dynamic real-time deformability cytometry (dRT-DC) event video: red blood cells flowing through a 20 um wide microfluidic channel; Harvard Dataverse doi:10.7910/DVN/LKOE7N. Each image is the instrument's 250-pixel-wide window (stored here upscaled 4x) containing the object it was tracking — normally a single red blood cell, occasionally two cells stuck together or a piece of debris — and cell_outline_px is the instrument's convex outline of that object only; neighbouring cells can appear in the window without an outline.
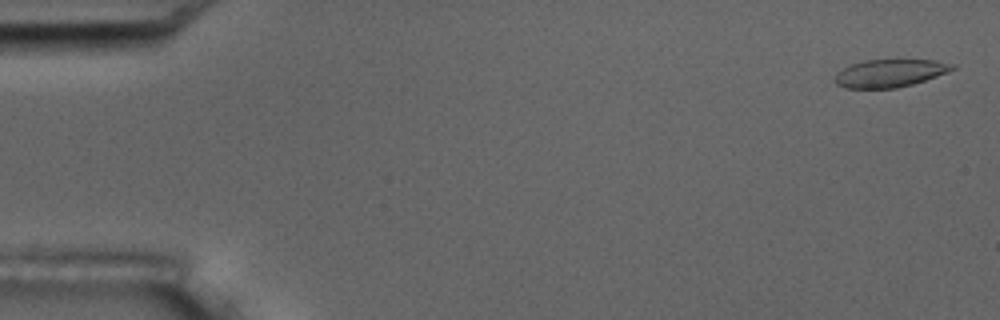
{"species": "common noctule bat (a hibernating species)", "species_latin": "Nyctalus noctula", "temperature_condition": "room temperature", "stored_images_in_passage": 6, "camera_frame_rate_fps": 3000, "um_per_image_px": 0.085, "animal": {"sex": "male", "body_mass_g": 17.5, "forearm_length_mm": 52.3}, "frame": {"image": 1, "passage_image": 1, "time_ms": 0.0, "image_size_px": [1000, 320], "cell_outline_px": [[956, 68], [948, 72], [912, 84], [896, 88], [844, 88], [836, 84], [836, 72], [852, 64], [864, 60], [896, 56], [936, 60], [956, 64]], "centroid_in_image_um": [75.7, 6.15], "position_along_channel_um": 9.3, "area_um2": 19.94}}
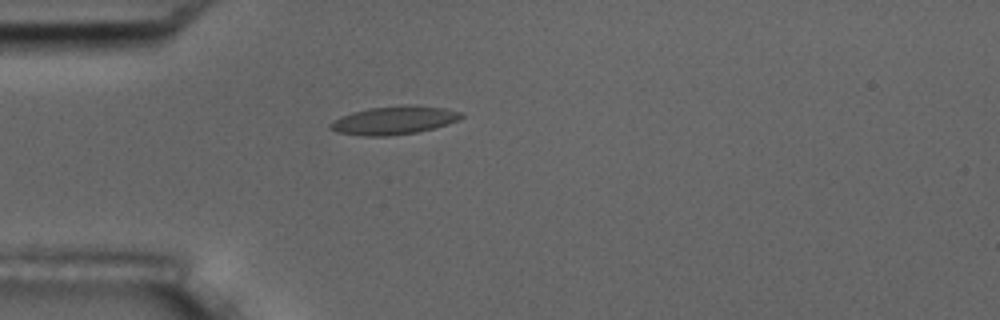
{"frame": {"image": 2, "passage_image": 5, "time_ms": 4.667, "image_size_px": [1000, 320], "cell_outline_px": [[464, 116], [460, 120], [448, 124], [416, 132], [388, 136], [364, 136], [336, 132], [328, 128], [328, 124], [340, 116], [352, 112], [368, 108], [408, 104], [444, 108], [464, 112]], "centroid_in_image_um": [33.49, 10.22], "position_along_channel_um": 51.5, "area_um2": 21.79}}